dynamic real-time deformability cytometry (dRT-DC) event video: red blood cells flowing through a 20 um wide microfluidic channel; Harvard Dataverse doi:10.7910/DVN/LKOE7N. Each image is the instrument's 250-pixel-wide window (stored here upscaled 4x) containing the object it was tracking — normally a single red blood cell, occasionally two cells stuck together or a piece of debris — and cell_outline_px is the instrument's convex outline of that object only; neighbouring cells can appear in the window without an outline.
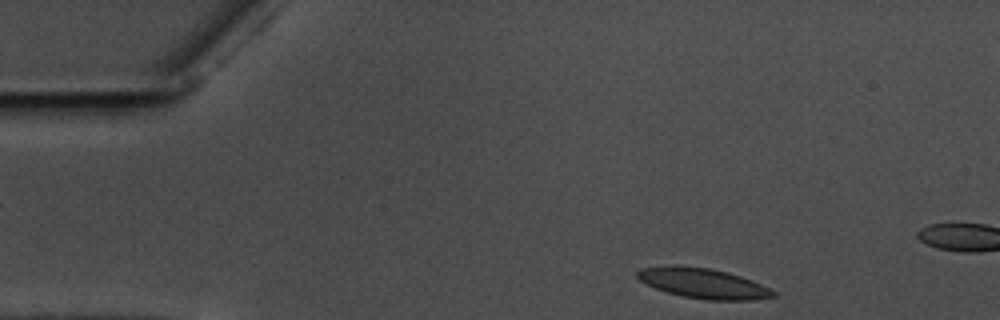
{"species": "common noctule bat (a hibernating species)", "species_latin": "Nyctalus noctula", "temperature_condition": "warm", "stored_images_in_passage": 10, "camera_frame_rate_fps": 3000, "um_per_image_px": 0.085, "animal": {"sex": "male", "body_mass_g": 17.5, "forearm_length_mm": 52.3}, "frame": {"image": 1, "passage_image": 1, "time_ms": 0.0, "image_size_px": [1000, 320], "cell_outline_px": [[776, 296], [752, 300], [708, 300], [684, 296], [668, 292], [656, 288], [640, 280], [636, 276], [636, 272], [640, 268], [708, 268], [728, 272], [752, 280], [776, 292]], "centroid_in_image_um": [59.86, 24.12], "position_along_channel_um": 25.1, "area_um2": 22.77}}